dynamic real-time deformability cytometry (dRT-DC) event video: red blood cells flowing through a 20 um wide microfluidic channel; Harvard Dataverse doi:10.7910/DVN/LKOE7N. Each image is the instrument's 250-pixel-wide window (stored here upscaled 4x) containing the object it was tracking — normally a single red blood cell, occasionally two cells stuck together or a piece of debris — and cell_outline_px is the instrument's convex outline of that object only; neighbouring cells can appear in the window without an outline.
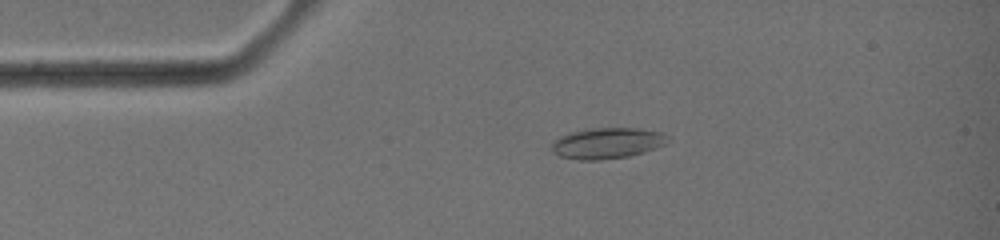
{"species": "common noctule bat (a hibernating species)", "species_latin": "Nyctalus noctula", "temperature_condition": "warm", "stored_images_in_passage": 41, "camera_frame_rate_fps": 3000, "um_per_image_px": 0.085, "animal": {"sex": "female", "body_mass_g": 19.0, "forearm_length_mm": 51.5}, "frame": {"image": 1, "passage_image": 9, "time_ms": 2.667, "image_size_px": [1000, 240], "cell_outline_px": [[672, 140], [668, 144], [644, 152], [628, 156], [600, 160], [580, 160], [560, 156], [552, 152], [552, 140], [568, 132], [592, 128], [636, 128], [664, 132]], "centroid_in_image_um": [51.65, 12.16], "position_along_channel_um": 33.4, "area_um2": 21.27}}
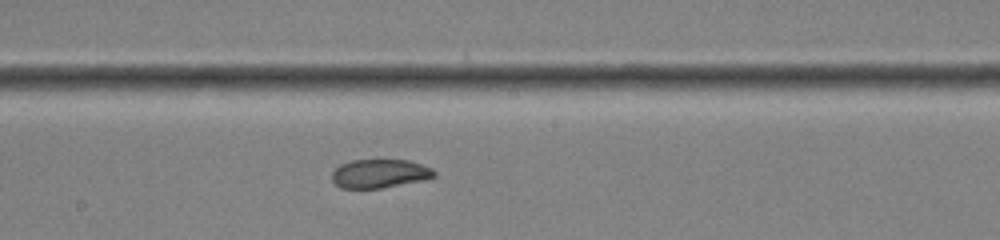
{"frame": {"image": 2, "passage_image": 23, "time_ms": 7.333, "image_size_px": [1000, 240], "cell_outline_px": [[436, 176], [424, 180], [384, 188], [340, 188], [332, 180], [332, 172], [340, 164], [352, 160], [408, 160], [432, 168], [436, 172]], "centroid_in_image_um": [32.28, 14.76], "position_along_channel_um": 215.9, "area_um2": 17.17}}
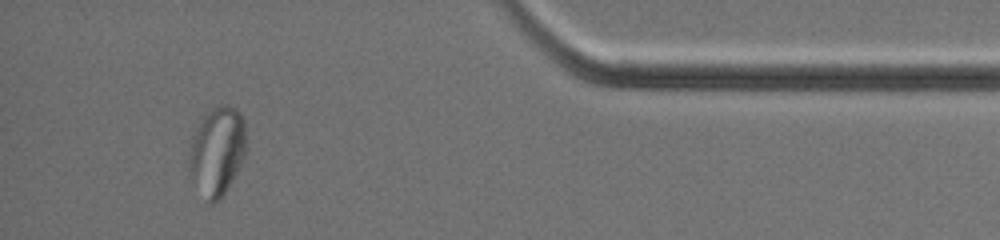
{"frame": {"image": 3, "passage_image": 38, "time_ms": 12.333, "image_size_px": [1000, 240], "cell_outline_px": [[244, 160], [228, 188], [220, 200], [212, 204], [208, 204], [188, 168], [188, 156], [196, 132], [204, 116], [216, 104], [228, 104], [236, 108], [240, 112], [244, 120]], "centroid_in_image_um": [18.48, 12.85], "position_along_channel_um": 416.7, "area_um2": 29.07}}